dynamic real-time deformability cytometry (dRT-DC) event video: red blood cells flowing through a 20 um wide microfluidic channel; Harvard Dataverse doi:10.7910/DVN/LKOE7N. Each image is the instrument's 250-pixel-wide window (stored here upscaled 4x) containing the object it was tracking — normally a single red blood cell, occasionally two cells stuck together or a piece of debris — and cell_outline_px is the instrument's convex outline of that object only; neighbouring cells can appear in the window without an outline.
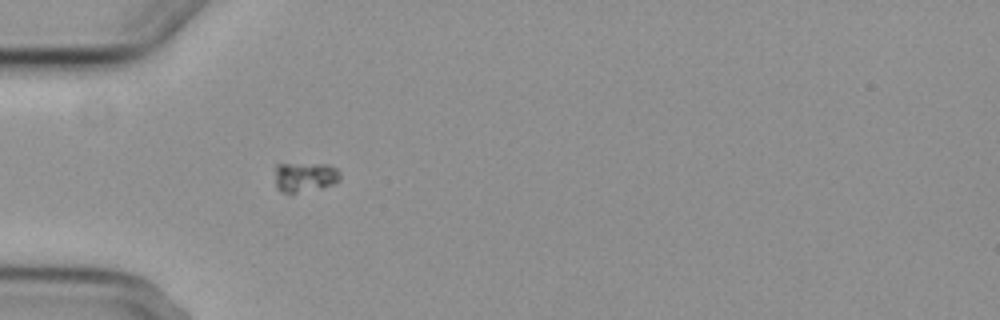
{"species": "common noctule bat (a hibernating species)", "species_latin": "Nyctalus noctula", "temperature_condition": "cold", "stored_images_in_passage": 2, "camera_frame_rate_fps": 3000, "um_per_image_px": 0.085, "animal": {"sex": "female", "body_mass_g": 29.2, "forearm_length_mm": 56.3}, "frame": {"image": 1, "passage_image": 2, "time_ms": 2.0, "image_size_px": [1000, 320], "cell_outline_px": [[340, 180], [336, 184], [292, 196], [280, 192], [276, 188], [276, 164], [328, 164], [336, 168], [340, 172]], "centroid_in_image_um": [25.92, 15.1], "position_along_channel_um": 59.1, "area_um2": 11.85}}